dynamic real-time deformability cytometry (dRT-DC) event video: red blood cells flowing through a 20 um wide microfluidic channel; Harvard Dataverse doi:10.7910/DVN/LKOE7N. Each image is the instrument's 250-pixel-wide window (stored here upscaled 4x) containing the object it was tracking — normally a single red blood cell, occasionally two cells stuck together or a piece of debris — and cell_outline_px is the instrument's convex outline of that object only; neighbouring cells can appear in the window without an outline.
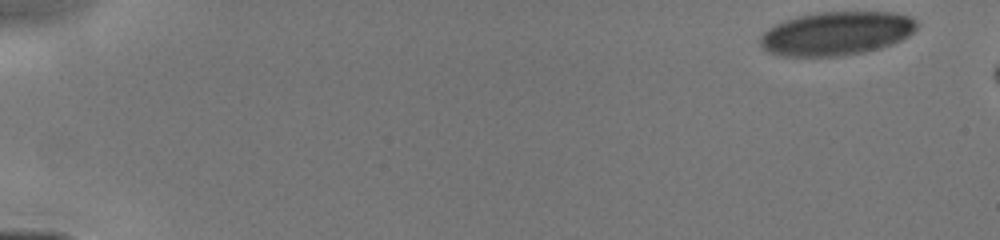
{"species": "human", "species_latin": "Homo sapiens", "temperature_condition": "cold", "stored_images_in_passage": 9, "camera_frame_rate_fps": 3000, "um_per_image_px": 0.085, "donor": {"sex": "male"}, "frame": {"image": 1, "passage_image": 1, "time_ms": 0.0, "image_size_px": [1000, 240], "cell_outline_px": [[920, 24], [908, 36], [892, 44], [880, 48], [864, 52], [840, 56], [784, 56], [768, 52], [760, 44], [760, 36], [768, 28], [784, 20], [796, 16], [820, 12], [892, 12], [908, 16], [916, 20]], "centroid_in_image_um": [71.1, 2.84], "position_along_channel_um": 13.9, "area_um2": 39.88}}